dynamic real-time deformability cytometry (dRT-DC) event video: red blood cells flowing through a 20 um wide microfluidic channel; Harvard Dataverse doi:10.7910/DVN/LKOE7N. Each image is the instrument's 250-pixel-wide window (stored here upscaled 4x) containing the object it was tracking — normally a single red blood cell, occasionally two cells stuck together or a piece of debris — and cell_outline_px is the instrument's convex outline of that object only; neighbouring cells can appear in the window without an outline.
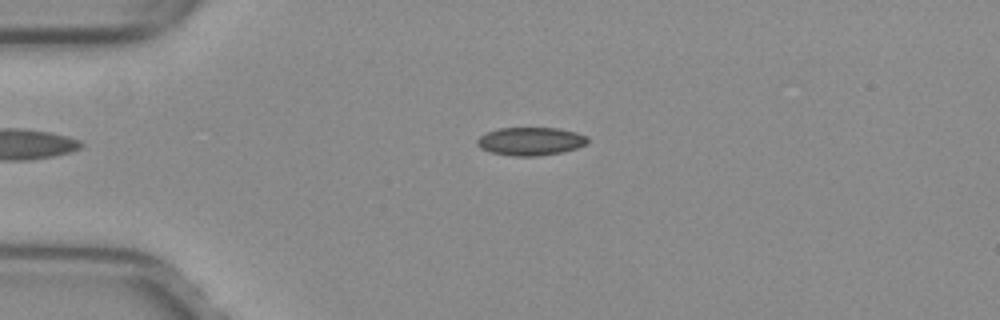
{"species": "common noctule bat (a hibernating species)", "species_latin": "Nyctalus noctula", "temperature_condition": "warm", "stored_images_in_passage": 34, "camera_frame_rate_fps": 3000, "um_per_image_px": 0.085, "animal": {"sex": "female", "body_mass_g": 29.2, "forearm_length_mm": 56.3}, "frame": {"image": 1, "passage_image": 1, "time_ms": 0.0, "image_size_px": [1000, 320], "cell_outline_px": [[588, 144], [576, 148], [560, 152], [540, 156], [512, 156], [492, 152], [480, 148], [476, 144], [476, 140], [480, 136], [488, 132], [500, 128], [556, 128], [576, 132], [588, 136]], "centroid_in_image_um": [45.11, 12.01], "position_along_channel_um": 39.9, "area_um2": 18.09}}
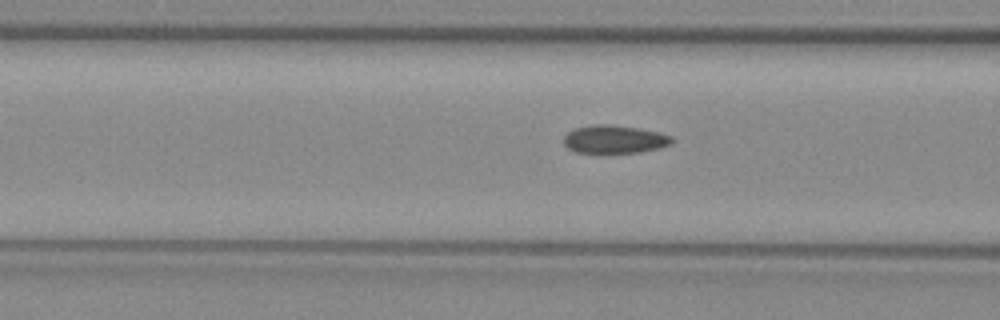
{"frame": {"image": 2, "passage_image": 9, "time_ms": 2.667, "image_size_px": [1000, 320], "cell_outline_px": [[672, 144], [660, 148], [640, 152], [604, 156], [576, 152], [568, 148], [564, 144], [564, 136], [568, 132], [576, 128], [596, 124], [608, 124], [636, 128], [660, 132], [672, 136]], "centroid_in_image_um": [52.22, 11.89], "position_along_channel_um": 114.4, "area_um2": 18.44}}
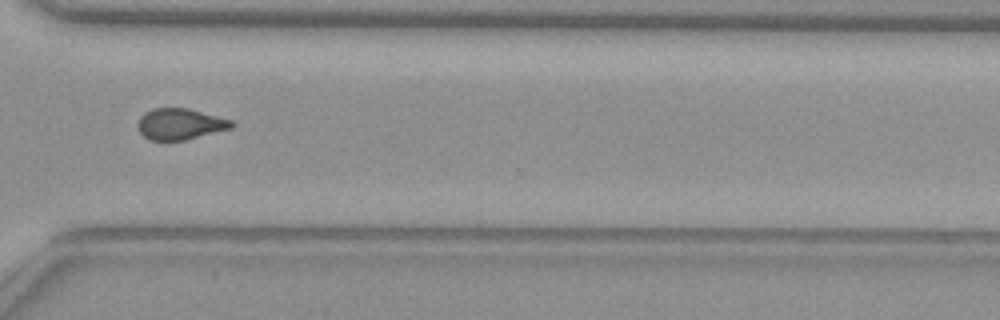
{"frame": {"image": 3, "passage_image": 27, "time_ms": 8.667, "image_size_px": [1000, 320], "cell_outline_px": [[236, 124], [232, 128], [184, 140], [152, 140], [144, 136], [140, 132], [136, 124], [140, 116], [144, 112], [152, 108], [188, 108], [232, 120]], "centroid_in_image_um": [15.3, 10.53], "position_along_channel_um": 355.3, "area_um2": 17.05}, "authors_computed_cell_mechanics": {"area_um2": 18.0047, "velocity_mm_per_s": 4.0058, "shape_relaxation_time_tau1_ms": null, "shape_relaxation_time_tau2_ms": 1.5509, "deformation_change_tau1": null, "deformation_change_tau2": 0.0657}}